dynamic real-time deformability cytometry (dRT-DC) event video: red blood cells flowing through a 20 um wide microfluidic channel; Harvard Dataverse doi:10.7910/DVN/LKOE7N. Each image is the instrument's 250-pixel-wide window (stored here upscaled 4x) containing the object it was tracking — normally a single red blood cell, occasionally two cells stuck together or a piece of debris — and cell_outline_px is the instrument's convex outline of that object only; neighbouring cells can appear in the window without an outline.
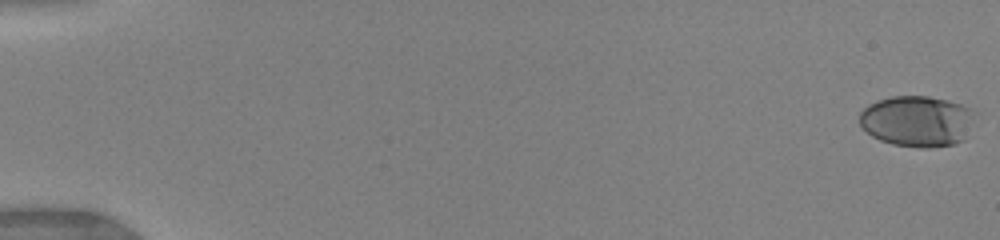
{"species": "human", "species_latin": "Homo sapiens", "temperature_condition": "warm", "stored_images_in_passage": 18, "camera_frame_rate_fps": 3000, "um_per_image_px": 0.085, "donor": {"sex": "female"}, "frame": {"image": 1, "passage_image": 1, "time_ms": 0.0, "image_size_px": [1000, 240], "cell_outline_px": [[976, 112], [964, 140], [956, 144], [928, 148], [920, 148], [892, 144], [880, 140], [872, 136], [860, 124], [860, 112], [868, 104], [876, 100], [892, 96], [928, 96], [948, 100], [972, 108]], "centroid_in_image_um": [77.97, 10.29], "position_along_channel_um": 7.0, "area_um2": 34.51}}
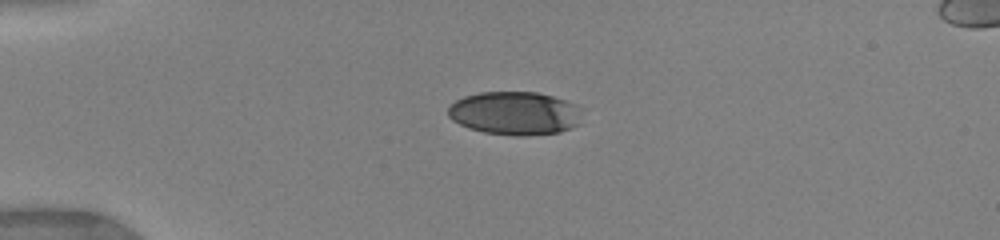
{"frame": {"image": 2, "passage_image": 12, "time_ms": 4.333, "image_size_px": [1000, 240], "cell_outline_px": [[584, 108], [576, 124], [572, 128], [560, 132], [524, 136], [516, 136], [484, 132], [468, 128], [452, 120], [448, 116], [448, 108], [456, 100], [464, 96], [480, 92], [536, 92], [552, 96], [580, 104]], "centroid_in_image_um": [43.79, 9.62], "position_along_channel_um": 41.2, "area_um2": 34.16}}